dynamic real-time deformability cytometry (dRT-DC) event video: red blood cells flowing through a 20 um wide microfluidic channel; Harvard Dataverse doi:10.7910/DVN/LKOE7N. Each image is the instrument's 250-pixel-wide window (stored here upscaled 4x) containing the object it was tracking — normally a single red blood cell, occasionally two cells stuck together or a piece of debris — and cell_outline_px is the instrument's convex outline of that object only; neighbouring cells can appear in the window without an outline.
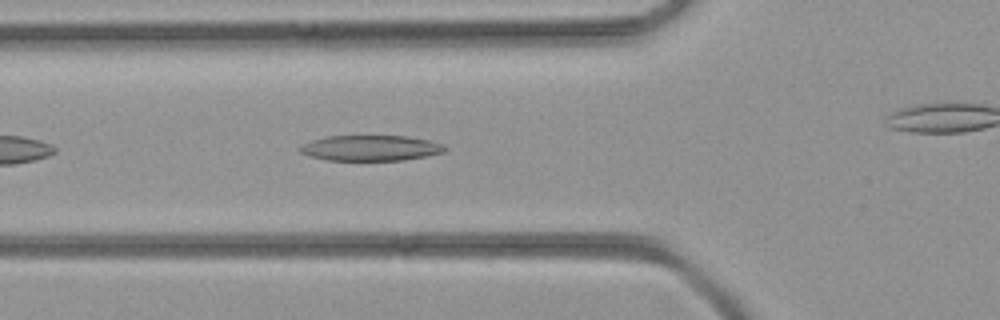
{"species": "common noctule bat (a hibernating species)", "species_latin": "Nyctalus noctula", "temperature_condition": "room temperature", "stored_images_in_passage": 24, "camera_frame_rate_fps": 3000, "um_per_image_px": 0.085, "animal": {"sex": "female", "body_mass_g": 21.9}, "frame": {"image": 1, "passage_image": 4, "time_ms": 1.0, "image_size_px": [1000, 320], "cell_outline_px": [[448, 148], [444, 152], [404, 160], [324, 160], [308, 156], [300, 152], [296, 148], [300, 144], [312, 140], [328, 136], [408, 136], [428, 140], [444, 144]], "centroid_in_image_um": [31.45, 12.58], "position_along_channel_um": 94.3, "area_um2": 21.73}}
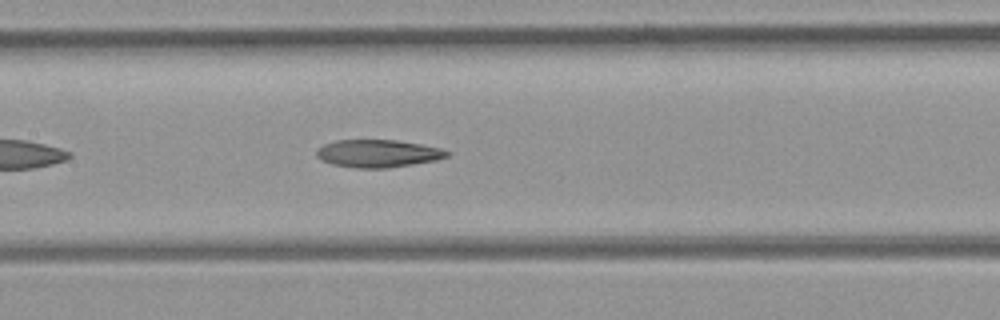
{"frame": {"image": 2, "passage_image": 9, "time_ms": 2.667, "image_size_px": [1000, 320], "cell_outline_px": [[452, 152], [448, 156], [436, 160], [388, 168], [356, 168], [332, 164], [320, 160], [316, 156], [316, 148], [324, 144], [336, 140], [396, 140], [420, 144], [440, 148]], "centroid_in_image_um": [32.1, 13.04], "position_along_channel_um": 175.3, "area_um2": 21.1}}
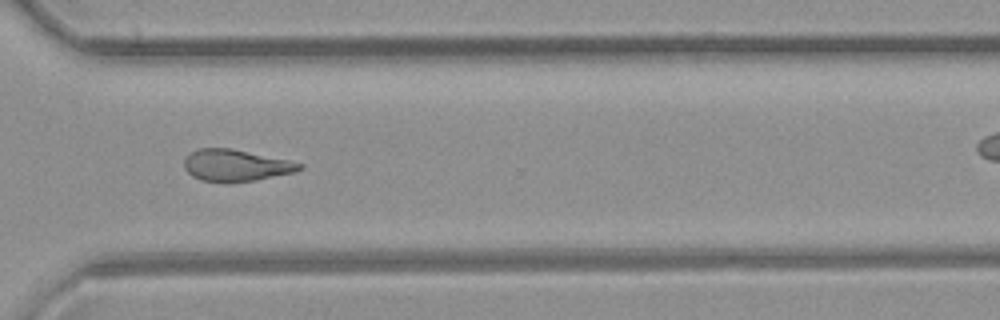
{"frame": {"image": 3, "passage_image": 20, "time_ms": 6.333, "image_size_px": [1000, 320], "cell_outline_px": [[304, 168], [296, 172], [256, 180], [228, 184], [200, 180], [192, 176], [184, 168], [184, 160], [192, 152], [200, 148], [232, 148], [288, 160], [304, 164]], "centroid_in_image_um": [20.06, 14.08], "position_along_channel_um": 350.5, "area_um2": 21.62}}